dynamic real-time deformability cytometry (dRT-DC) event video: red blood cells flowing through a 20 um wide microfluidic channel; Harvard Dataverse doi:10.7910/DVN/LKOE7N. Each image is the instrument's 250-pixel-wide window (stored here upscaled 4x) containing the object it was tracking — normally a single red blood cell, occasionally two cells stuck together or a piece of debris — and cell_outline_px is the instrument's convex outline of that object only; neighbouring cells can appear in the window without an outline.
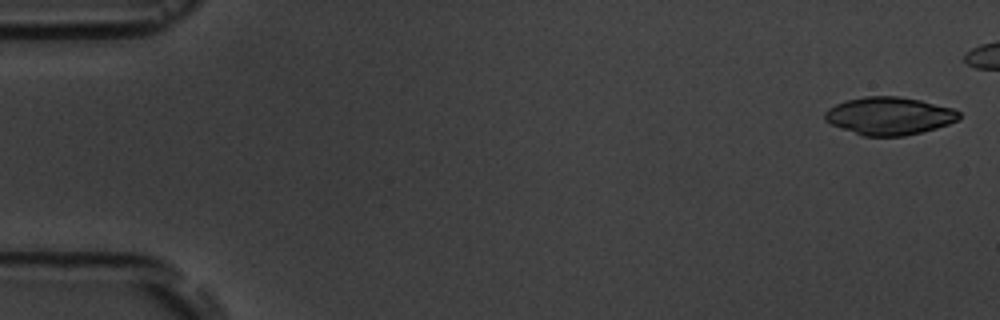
{"species": "common noctule bat (a hibernating species)", "species_latin": "Nyctalus noctula", "temperature_condition": "room temperature", "stored_images_in_passage": 7, "camera_frame_rate_fps": 3000, "um_per_image_px": 0.085, "animal": {"sex": "male", "body_mass_g": 19.5, "forearm_length_mm": 54.6}, "frame": {"image": 1, "passage_image": 1, "time_ms": 0.0, "image_size_px": [1000, 320], "cell_outline_px": [[960, 120], [936, 128], [904, 136], [864, 136], [832, 124], [824, 120], [824, 112], [828, 108], [836, 104], [848, 100], [864, 96], [900, 96], [920, 100], [952, 108], [960, 112]], "centroid_in_image_um": [75.6, 9.84], "position_along_channel_um": 9.4, "area_um2": 29.42}}
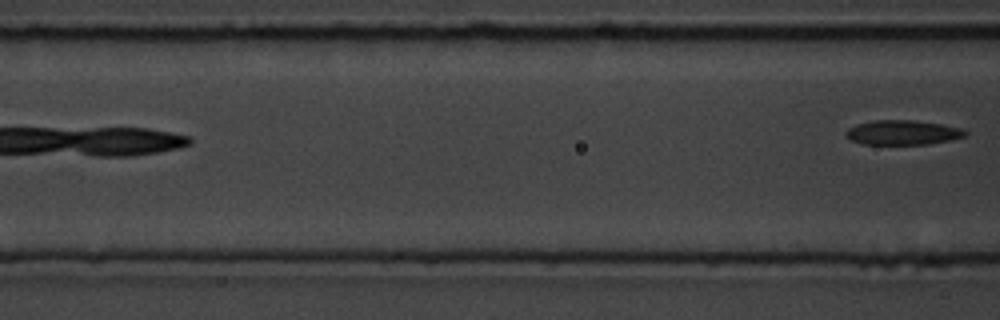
{"frame": {"image": 2, "passage_image": 7, "time_ms": 7.667, "image_size_px": [1000, 320], "cell_outline_px": [[968, 132], [964, 136], [948, 140], [928, 144], [864, 144], [852, 140], [844, 136], [844, 132], [848, 128], [856, 124], [876, 120], [912, 120], [940, 124], [960, 128]], "centroid_in_image_um": [76.67, 11.26], "position_along_channel_um": 89.9, "area_um2": 16.94}}